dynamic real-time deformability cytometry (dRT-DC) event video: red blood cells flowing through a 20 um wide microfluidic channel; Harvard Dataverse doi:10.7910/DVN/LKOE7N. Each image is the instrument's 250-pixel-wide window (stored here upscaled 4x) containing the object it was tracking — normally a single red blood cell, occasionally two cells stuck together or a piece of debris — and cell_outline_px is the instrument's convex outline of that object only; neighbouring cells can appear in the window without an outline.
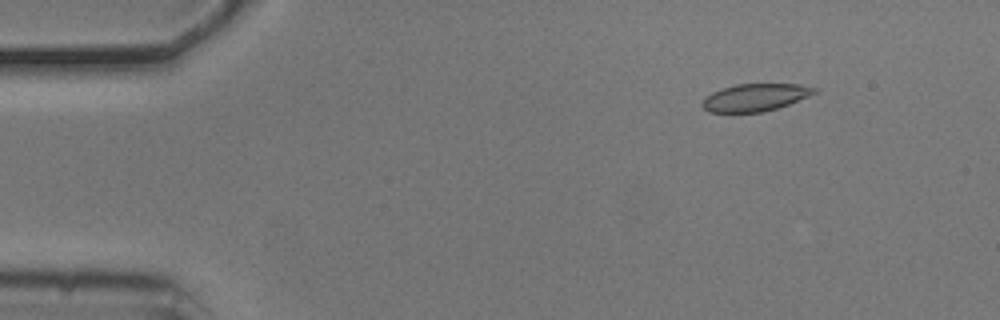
{"species": "common noctule bat (a hibernating species)", "species_latin": "Nyctalus noctula", "temperature_condition": "cold", "stored_images_in_passage": 51, "camera_frame_rate_fps": 3000, "um_per_image_px": 0.085, "animal": {"sex": "male", "body_mass_g": 20.5, "forearm_length_mm": 52.5}, "frame": {"image": 1, "passage_image": 3, "time_ms": 0.667, "image_size_px": [1000, 320], "cell_outline_px": [[820, 92], [788, 104], [776, 108], [760, 112], [708, 112], [700, 104], [712, 92], [736, 84], [800, 84], [820, 88]], "centroid_in_image_um": [64.26, 8.27], "position_along_channel_um": 20.7, "area_um2": 17.86}}
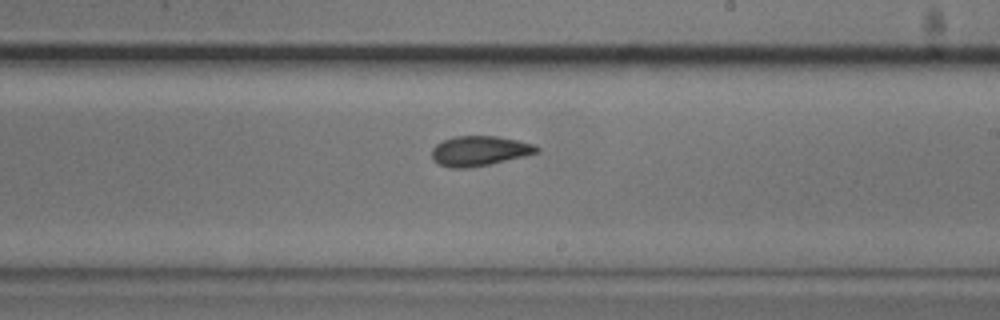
{"frame": {"image": 2, "passage_image": 28, "time_ms": 9.0, "image_size_px": [1000, 320], "cell_outline_px": [[540, 152], [524, 156], [472, 168], [452, 168], [440, 164], [432, 160], [432, 148], [436, 144], [452, 136], [496, 136], [516, 140], [532, 144], [540, 148]], "centroid_in_image_um": [40.73, 12.83], "position_along_channel_um": 248.3, "area_um2": 18.26}}
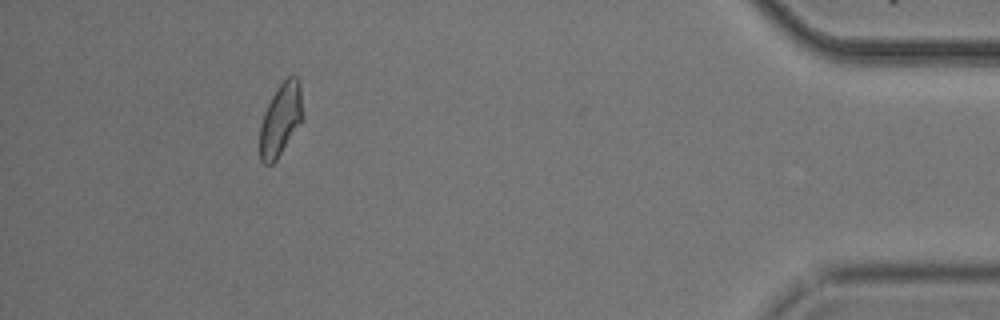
{"frame": {"image": 3, "passage_image": 46, "time_ms": 15.0, "image_size_px": [1000, 320], "cell_outline_px": [[304, 116], [276, 160], [272, 164], [264, 164], [260, 160], [260, 124], [264, 112], [276, 88], [288, 76], [296, 76], [300, 80]], "centroid_in_image_um": [23.86, 10.12], "position_along_channel_um": 411.3, "area_um2": 18.09}, "authors_computed_cell_mechanics": {"area_um2": 18.4382, "velocity_mm_per_s": 3.7071, "shape_relaxation_time_tau1_ms": 9.0938, "shape_relaxation_time_tau2_ms": 2.0108, "deformation_change_tau1": 0.1491, "deformation_change_tau2": 0.063}}